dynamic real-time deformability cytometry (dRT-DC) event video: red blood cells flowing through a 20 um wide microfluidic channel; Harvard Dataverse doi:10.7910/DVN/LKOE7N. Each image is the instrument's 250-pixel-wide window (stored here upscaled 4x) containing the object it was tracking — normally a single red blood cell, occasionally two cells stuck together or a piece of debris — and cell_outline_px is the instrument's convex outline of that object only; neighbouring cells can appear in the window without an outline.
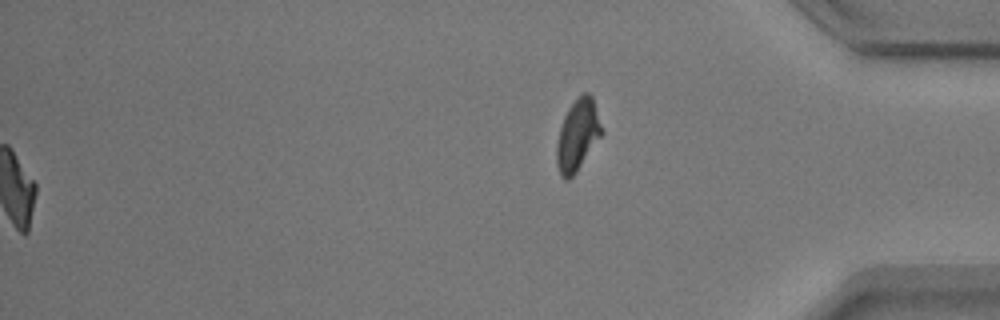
{"species": "common noctule bat (a hibernating species)", "species_latin": "Nyctalus noctula", "temperature_condition": "warm", "stored_images_in_passage": 55, "segment_of_instrument_passage": [2, 2], "camera_frame_rate_fps": 3000, "um_per_image_px": 0.085, "animal": {"sex": "male", "body_mass_g": 17.9}, "frame": {"image": 1, "passage_image": 55, "time_ms": 18.0, "image_size_px": [1000, 320], "cell_outline_px": [[604, 132], [576, 172], [568, 180], [564, 180], [560, 176], [556, 164], [556, 144], [560, 128], [564, 116], [568, 108], [584, 92], [588, 92], [592, 96], [604, 128]], "centroid_in_image_um": [49.11, 11.5], "position_along_channel_um": 386.1, "area_um2": 18.84}}